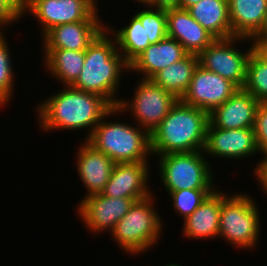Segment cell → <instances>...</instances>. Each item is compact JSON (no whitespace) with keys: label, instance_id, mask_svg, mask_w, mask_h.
Returning a JSON list of instances; mask_svg holds the SVG:
<instances>
[{"label":"cell","instance_id":"6da1fadb","mask_svg":"<svg viewBox=\"0 0 267 266\" xmlns=\"http://www.w3.org/2000/svg\"><path fill=\"white\" fill-rule=\"evenodd\" d=\"M40 129L48 133L66 129L84 130L87 140L113 106L101 95L64 86L36 106ZM51 130V131H50ZM53 130V131H52Z\"/></svg>","mask_w":267,"mask_h":266},{"label":"cell","instance_id":"7a4b0ae2","mask_svg":"<svg viewBox=\"0 0 267 266\" xmlns=\"http://www.w3.org/2000/svg\"><path fill=\"white\" fill-rule=\"evenodd\" d=\"M128 70L129 64L118 51L115 37L105 28L85 50L82 71L71 86L101 95L117 107L121 99L116 95L119 94L120 76Z\"/></svg>","mask_w":267,"mask_h":266},{"label":"cell","instance_id":"3957f363","mask_svg":"<svg viewBox=\"0 0 267 266\" xmlns=\"http://www.w3.org/2000/svg\"><path fill=\"white\" fill-rule=\"evenodd\" d=\"M209 114L180 99L150 134L152 155L204 149Z\"/></svg>","mask_w":267,"mask_h":266},{"label":"cell","instance_id":"277c9868","mask_svg":"<svg viewBox=\"0 0 267 266\" xmlns=\"http://www.w3.org/2000/svg\"><path fill=\"white\" fill-rule=\"evenodd\" d=\"M119 114L121 111L113 107L86 141L115 163L148 162L152 156L150 134L137 124L105 121Z\"/></svg>","mask_w":267,"mask_h":266},{"label":"cell","instance_id":"5b68a950","mask_svg":"<svg viewBox=\"0 0 267 266\" xmlns=\"http://www.w3.org/2000/svg\"><path fill=\"white\" fill-rule=\"evenodd\" d=\"M154 202L153 194L135 201L111 231L117 247L123 249L126 255L144 254L158 244L163 233L164 219H161L158 210H155Z\"/></svg>","mask_w":267,"mask_h":266},{"label":"cell","instance_id":"8992f818","mask_svg":"<svg viewBox=\"0 0 267 266\" xmlns=\"http://www.w3.org/2000/svg\"><path fill=\"white\" fill-rule=\"evenodd\" d=\"M255 199L245 193L230 196L221 192V209L218 238L229 245L250 250L257 247L261 233V219Z\"/></svg>","mask_w":267,"mask_h":266},{"label":"cell","instance_id":"52a82bcc","mask_svg":"<svg viewBox=\"0 0 267 266\" xmlns=\"http://www.w3.org/2000/svg\"><path fill=\"white\" fill-rule=\"evenodd\" d=\"M158 157V172L167 193L183 189H216L213 170L203 150Z\"/></svg>","mask_w":267,"mask_h":266},{"label":"cell","instance_id":"ba28073f","mask_svg":"<svg viewBox=\"0 0 267 266\" xmlns=\"http://www.w3.org/2000/svg\"><path fill=\"white\" fill-rule=\"evenodd\" d=\"M137 83L133 89L135 93L132 100L121 98L117 108L121 111V115L125 111L126 113L130 112L137 122L134 121L133 124H137L151 134L179 99L171 92L156 85L151 79L140 77V81Z\"/></svg>","mask_w":267,"mask_h":266},{"label":"cell","instance_id":"9c48e42d","mask_svg":"<svg viewBox=\"0 0 267 266\" xmlns=\"http://www.w3.org/2000/svg\"><path fill=\"white\" fill-rule=\"evenodd\" d=\"M250 42L248 38L236 37L215 39L199 55V65L230 80L239 89H242L246 80V65L252 45L245 52L237 48V42Z\"/></svg>","mask_w":267,"mask_h":266},{"label":"cell","instance_id":"30bf717a","mask_svg":"<svg viewBox=\"0 0 267 266\" xmlns=\"http://www.w3.org/2000/svg\"><path fill=\"white\" fill-rule=\"evenodd\" d=\"M98 11L97 0H31L28 12L39 21L43 36L57 25L102 21Z\"/></svg>","mask_w":267,"mask_h":266},{"label":"cell","instance_id":"8fae6325","mask_svg":"<svg viewBox=\"0 0 267 266\" xmlns=\"http://www.w3.org/2000/svg\"><path fill=\"white\" fill-rule=\"evenodd\" d=\"M140 199L143 198H115L98 193L82 198L76 213L89 232H111L134 202Z\"/></svg>","mask_w":267,"mask_h":266},{"label":"cell","instance_id":"7c38bea8","mask_svg":"<svg viewBox=\"0 0 267 266\" xmlns=\"http://www.w3.org/2000/svg\"><path fill=\"white\" fill-rule=\"evenodd\" d=\"M238 89L230 80L198 65L188 90L180 100L209 114L228 100Z\"/></svg>","mask_w":267,"mask_h":266},{"label":"cell","instance_id":"4fadbf2b","mask_svg":"<svg viewBox=\"0 0 267 266\" xmlns=\"http://www.w3.org/2000/svg\"><path fill=\"white\" fill-rule=\"evenodd\" d=\"M204 154L221 159L240 160L260 154L253 128L221 129L207 126Z\"/></svg>","mask_w":267,"mask_h":266},{"label":"cell","instance_id":"5bb4252c","mask_svg":"<svg viewBox=\"0 0 267 266\" xmlns=\"http://www.w3.org/2000/svg\"><path fill=\"white\" fill-rule=\"evenodd\" d=\"M148 162L116 163L102 195L115 198H145L152 194L148 186Z\"/></svg>","mask_w":267,"mask_h":266},{"label":"cell","instance_id":"9a60e30c","mask_svg":"<svg viewBox=\"0 0 267 266\" xmlns=\"http://www.w3.org/2000/svg\"><path fill=\"white\" fill-rule=\"evenodd\" d=\"M106 26L103 21H80L57 25L42 36V49L86 50Z\"/></svg>","mask_w":267,"mask_h":266},{"label":"cell","instance_id":"2e32d148","mask_svg":"<svg viewBox=\"0 0 267 266\" xmlns=\"http://www.w3.org/2000/svg\"><path fill=\"white\" fill-rule=\"evenodd\" d=\"M167 36L177 40L188 54L199 55L216 38L204 29L187 9L166 10Z\"/></svg>","mask_w":267,"mask_h":266},{"label":"cell","instance_id":"e0dca14e","mask_svg":"<svg viewBox=\"0 0 267 266\" xmlns=\"http://www.w3.org/2000/svg\"><path fill=\"white\" fill-rule=\"evenodd\" d=\"M80 145L76 153L77 165L75 167L81 183L85 186V198L103 191L116 163L103 152L96 150L86 140Z\"/></svg>","mask_w":267,"mask_h":266},{"label":"cell","instance_id":"ac0fdd59","mask_svg":"<svg viewBox=\"0 0 267 266\" xmlns=\"http://www.w3.org/2000/svg\"><path fill=\"white\" fill-rule=\"evenodd\" d=\"M259 104L252 94L238 89L221 106L209 113V122L221 129L253 128Z\"/></svg>","mask_w":267,"mask_h":266},{"label":"cell","instance_id":"d6986e66","mask_svg":"<svg viewBox=\"0 0 267 266\" xmlns=\"http://www.w3.org/2000/svg\"><path fill=\"white\" fill-rule=\"evenodd\" d=\"M188 53L177 40L165 37L150 44L130 64L129 71L141 73L142 79H151L157 72L181 60Z\"/></svg>","mask_w":267,"mask_h":266},{"label":"cell","instance_id":"ffe728a7","mask_svg":"<svg viewBox=\"0 0 267 266\" xmlns=\"http://www.w3.org/2000/svg\"><path fill=\"white\" fill-rule=\"evenodd\" d=\"M221 209V191L215 190L183 223L182 234L189 239L217 238Z\"/></svg>","mask_w":267,"mask_h":266},{"label":"cell","instance_id":"44dd1931","mask_svg":"<svg viewBox=\"0 0 267 266\" xmlns=\"http://www.w3.org/2000/svg\"><path fill=\"white\" fill-rule=\"evenodd\" d=\"M233 36L251 39L259 30L267 11V0H228Z\"/></svg>","mask_w":267,"mask_h":266},{"label":"cell","instance_id":"7402d4cb","mask_svg":"<svg viewBox=\"0 0 267 266\" xmlns=\"http://www.w3.org/2000/svg\"><path fill=\"white\" fill-rule=\"evenodd\" d=\"M187 10L216 39L233 37L228 0H201Z\"/></svg>","mask_w":267,"mask_h":266},{"label":"cell","instance_id":"603a6c76","mask_svg":"<svg viewBox=\"0 0 267 266\" xmlns=\"http://www.w3.org/2000/svg\"><path fill=\"white\" fill-rule=\"evenodd\" d=\"M46 71L64 86H71L79 77L85 61V50L43 49Z\"/></svg>","mask_w":267,"mask_h":266},{"label":"cell","instance_id":"cb8c5ba5","mask_svg":"<svg viewBox=\"0 0 267 266\" xmlns=\"http://www.w3.org/2000/svg\"><path fill=\"white\" fill-rule=\"evenodd\" d=\"M198 65V55L187 54L181 60L157 72L151 80L159 87L181 99L188 90Z\"/></svg>","mask_w":267,"mask_h":266},{"label":"cell","instance_id":"d4e9b609","mask_svg":"<svg viewBox=\"0 0 267 266\" xmlns=\"http://www.w3.org/2000/svg\"><path fill=\"white\" fill-rule=\"evenodd\" d=\"M110 27L106 26L108 31L115 37L118 51L128 64L150 45L145 28L134 14L125 27L118 30Z\"/></svg>","mask_w":267,"mask_h":266},{"label":"cell","instance_id":"484cf974","mask_svg":"<svg viewBox=\"0 0 267 266\" xmlns=\"http://www.w3.org/2000/svg\"><path fill=\"white\" fill-rule=\"evenodd\" d=\"M252 94L260 103H267V63L253 52L246 65V80L242 88Z\"/></svg>","mask_w":267,"mask_h":266},{"label":"cell","instance_id":"4316f807","mask_svg":"<svg viewBox=\"0 0 267 266\" xmlns=\"http://www.w3.org/2000/svg\"><path fill=\"white\" fill-rule=\"evenodd\" d=\"M216 189H183L167 193L177 215L183 220L190 216Z\"/></svg>","mask_w":267,"mask_h":266},{"label":"cell","instance_id":"83f0119b","mask_svg":"<svg viewBox=\"0 0 267 266\" xmlns=\"http://www.w3.org/2000/svg\"><path fill=\"white\" fill-rule=\"evenodd\" d=\"M141 11L134 13L147 32L150 44L167 37L166 10L143 6Z\"/></svg>","mask_w":267,"mask_h":266},{"label":"cell","instance_id":"f1b7e54d","mask_svg":"<svg viewBox=\"0 0 267 266\" xmlns=\"http://www.w3.org/2000/svg\"><path fill=\"white\" fill-rule=\"evenodd\" d=\"M5 32H0V93L9 101L14 92L15 77L13 72L12 57Z\"/></svg>","mask_w":267,"mask_h":266},{"label":"cell","instance_id":"f546056e","mask_svg":"<svg viewBox=\"0 0 267 266\" xmlns=\"http://www.w3.org/2000/svg\"><path fill=\"white\" fill-rule=\"evenodd\" d=\"M253 131L260 154L267 156V103H260L258 105Z\"/></svg>","mask_w":267,"mask_h":266},{"label":"cell","instance_id":"4dcf8cb0","mask_svg":"<svg viewBox=\"0 0 267 266\" xmlns=\"http://www.w3.org/2000/svg\"><path fill=\"white\" fill-rule=\"evenodd\" d=\"M1 1L19 20L26 16V12L29 11L31 6V0H1Z\"/></svg>","mask_w":267,"mask_h":266},{"label":"cell","instance_id":"1f68e13d","mask_svg":"<svg viewBox=\"0 0 267 266\" xmlns=\"http://www.w3.org/2000/svg\"><path fill=\"white\" fill-rule=\"evenodd\" d=\"M259 163L253 168L255 178L258 180V185L262 188L263 194L267 195V156H262ZM267 197V196H266Z\"/></svg>","mask_w":267,"mask_h":266},{"label":"cell","instance_id":"d6a6232c","mask_svg":"<svg viewBox=\"0 0 267 266\" xmlns=\"http://www.w3.org/2000/svg\"><path fill=\"white\" fill-rule=\"evenodd\" d=\"M252 52L264 63H267V37H252Z\"/></svg>","mask_w":267,"mask_h":266},{"label":"cell","instance_id":"836d02e7","mask_svg":"<svg viewBox=\"0 0 267 266\" xmlns=\"http://www.w3.org/2000/svg\"><path fill=\"white\" fill-rule=\"evenodd\" d=\"M19 19L8 9V7L0 0V32H4L6 26L17 23Z\"/></svg>","mask_w":267,"mask_h":266},{"label":"cell","instance_id":"e575fe53","mask_svg":"<svg viewBox=\"0 0 267 266\" xmlns=\"http://www.w3.org/2000/svg\"><path fill=\"white\" fill-rule=\"evenodd\" d=\"M145 6L164 10L179 8V0H149Z\"/></svg>","mask_w":267,"mask_h":266},{"label":"cell","instance_id":"d590c367","mask_svg":"<svg viewBox=\"0 0 267 266\" xmlns=\"http://www.w3.org/2000/svg\"><path fill=\"white\" fill-rule=\"evenodd\" d=\"M253 37H267V11L265 13L264 21L260 30Z\"/></svg>","mask_w":267,"mask_h":266},{"label":"cell","instance_id":"8d00e7d4","mask_svg":"<svg viewBox=\"0 0 267 266\" xmlns=\"http://www.w3.org/2000/svg\"><path fill=\"white\" fill-rule=\"evenodd\" d=\"M201 0H179V8L188 9L189 7L197 4Z\"/></svg>","mask_w":267,"mask_h":266},{"label":"cell","instance_id":"74e56055","mask_svg":"<svg viewBox=\"0 0 267 266\" xmlns=\"http://www.w3.org/2000/svg\"><path fill=\"white\" fill-rule=\"evenodd\" d=\"M7 102H9V101L0 93V107L3 106V108H4L7 104Z\"/></svg>","mask_w":267,"mask_h":266},{"label":"cell","instance_id":"f35d334b","mask_svg":"<svg viewBox=\"0 0 267 266\" xmlns=\"http://www.w3.org/2000/svg\"><path fill=\"white\" fill-rule=\"evenodd\" d=\"M138 1V2H137ZM135 2H137V3H141L142 5H146L148 2H149V0H134V3Z\"/></svg>","mask_w":267,"mask_h":266},{"label":"cell","instance_id":"ab89813d","mask_svg":"<svg viewBox=\"0 0 267 266\" xmlns=\"http://www.w3.org/2000/svg\"><path fill=\"white\" fill-rule=\"evenodd\" d=\"M166 266H182V265H180L178 263L176 264V262H175V263H170V264L168 263V265H166Z\"/></svg>","mask_w":267,"mask_h":266}]
</instances>
